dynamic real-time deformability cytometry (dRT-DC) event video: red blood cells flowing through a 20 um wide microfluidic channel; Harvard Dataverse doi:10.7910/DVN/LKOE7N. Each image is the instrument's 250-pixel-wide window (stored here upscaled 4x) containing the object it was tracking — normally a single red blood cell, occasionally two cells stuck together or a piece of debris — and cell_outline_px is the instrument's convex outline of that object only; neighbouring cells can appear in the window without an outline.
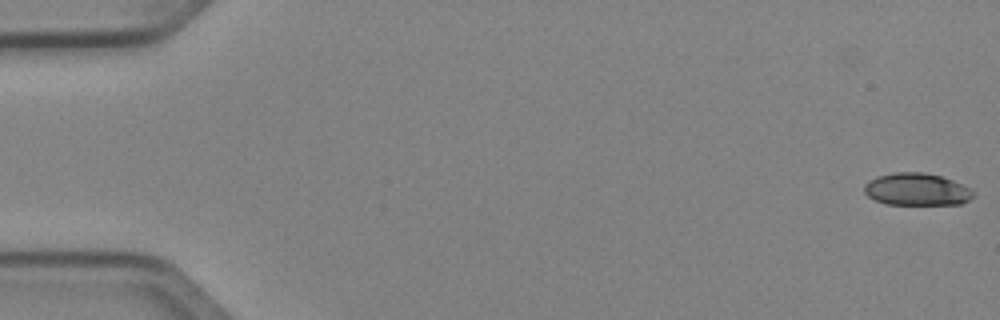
{"species": "Egyptian fruit bat (a non-hibernating species)", "species_latin": "Rousettus aegyptiacus", "temperature_condition": "cold", "stored_images_in_passage": 51, "camera_frame_rate_fps": 3000, "um_per_image_px": 0.085, "animal": {"sex": "female"}, "frame": {"image": 1, "passage_image": 1, "time_ms": 0.0, "image_size_px": [1000, 320], "cell_outline_px": [[972, 196], [968, 200], [960, 204], [884, 204], [868, 196], [864, 192], [864, 184], [868, 180], [876, 176], [896, 172], [924, 172], [940, 176], [952, 180], [968, 188], [972, 192]], "centroid_in_image_um": [77.85, 16.09], "position_along_channel_um": 7.1, "area_um2": 20.35}}
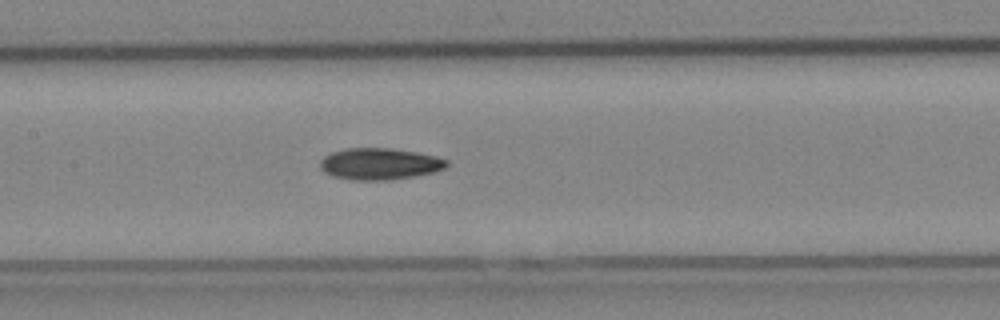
{"frame": {"image": 2, "passage_image": 25, "time_ms": 8.0, "image_size_px": [1000, 320], "cell_outline_px": [[448, 164], [444, 168], [432, 172], [412, 176], [388, 180], [352, 180], [332, 176], [324, 172], [320, 168], [320, 160], [324, 156], [332, 152], [344, 148], [392, 148], [416, 152], [436, 156], [448, 160]], "centroid_in_image_um": [32.23, 13.92], "position_along_channel_um": 175.2, "area_um2": 23.29}}
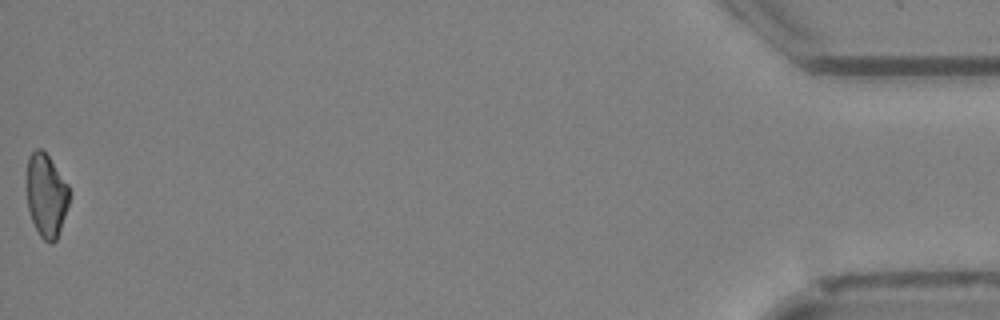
{"frame": {"image": 3, "passage_image": 51, "time_ms": 16.667, "image_size_px": [1000, 320], "cell_outline_px": [[68, 204], [56, 240], [52, 244], [44, 240], [40, 236], [32, 220], [28, 208], [28, 156], [36, 148], [40, 148], [48, 156], [68, 184]], "centroid_in_image_um": [3.93, 16.61], "position_along_channel_um": 431.3, "area_um2": 20.06}, "authors_computed_cell_mechanics": {"area_um2": 21.675, "velocity_mm_per_s": 4.0613, "shape_relaxation_time_tau1_ms": 7.0015, "shape_relaxation_time_tau2_ms": null, "deformation_change_tau1": 0.1447, "deformation_change_tau2": null}}